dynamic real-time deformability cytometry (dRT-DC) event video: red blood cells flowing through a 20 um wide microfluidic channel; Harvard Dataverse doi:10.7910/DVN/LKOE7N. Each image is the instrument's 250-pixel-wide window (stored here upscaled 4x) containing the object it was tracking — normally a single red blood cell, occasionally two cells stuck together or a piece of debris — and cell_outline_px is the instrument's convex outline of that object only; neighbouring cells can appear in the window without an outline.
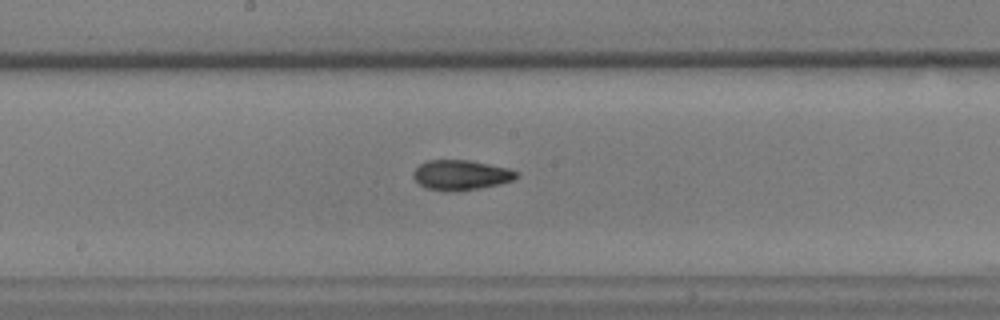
{"species": "common noctule bat (a hibernating species)", "species_latin": "Nyctalus noctula", "temperature_condition": "warm", "stored_images_in_passage": 35, "camera_frame_rate_fps": 3000, "um_per_image_px": 0.085, "animal": {"sex": "male", "body_mass_g": 17.9, "forearm_length_mm": 54.2}, "frame": {"image": 1, "passage_image": 14, "time_ms": 4.333, "image_size_px": [1000, 320], "cell_outline_px": [[520, 176], [512, 180], [500, 184], [480, 188], [448, 192], [424, 188], [412, 176], [412, 172], [420, 164], [428, 160], [468, 160], [508, 168], [520, 172]], "centroid_in_image_um": [39.18, 14.88], "position_along_channel_um": 209.0, "area_um2": 18.15}}
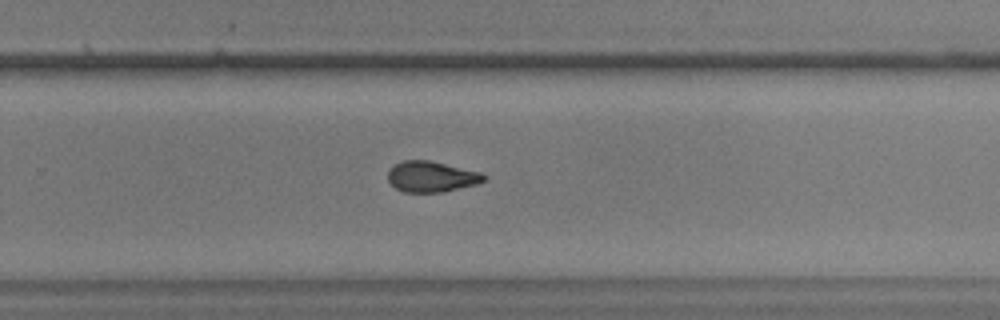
{"frame": {"image": 2, "passage_image": 21, "time_ms": 6.667, "image_size_px": [1000, 320], "cell_outline_px": [[484, 180], [476, 184], [440, 192], [404, 192], [396, 188], [388, 180], [388, 168], [404, 160], [428, 160], [480, 172], [484, 176]], "centroid_in_image_um": [36.61, 15.01], "position_along_channel_um": 293.2, "area_um2": 16.88}}
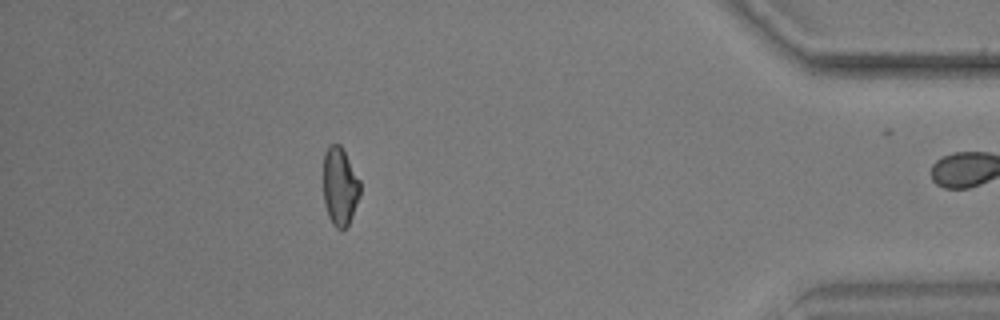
{"frame": {"image": 3, "passage_image": 34, "time_ms": 11.0, "image_size_px": [1000, 320], "cell_outline_px": [[360, 196], [352, 216], [348, 224], [344, 228], [336, 228], [332, 224], [328, 216], [324, 204], [324, 152], [328, 144], [340, 144], [360, 180]], "centroid_in_image_um": [28.88, 15.84], "position_along_channel_um": 406.3, "area_um2": 16.76}}